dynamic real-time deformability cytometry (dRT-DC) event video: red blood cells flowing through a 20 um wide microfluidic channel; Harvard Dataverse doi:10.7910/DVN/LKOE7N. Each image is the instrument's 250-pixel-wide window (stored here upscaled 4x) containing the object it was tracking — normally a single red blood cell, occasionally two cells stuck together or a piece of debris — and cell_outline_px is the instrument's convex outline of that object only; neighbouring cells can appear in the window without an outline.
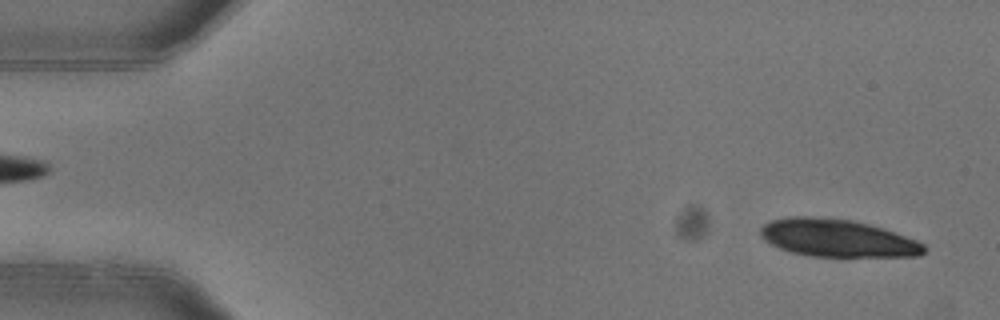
{"species": "common noctule bat (a hibernating species)", "species_latin": "Nyctalus noctula", "temperature_condition": "warm", "stored_images_in_passage": 6, "segment_of_instrument_passage": [2, 2], "camera_frame_rate_fps": 3000, "um_per_image_px": 0.085, "animal": {"sex": "female"}, "frame": {"image": 1, "passage_image": 6, "time_ms": 1.667, "image_size_px": [1000, 320], "cell_outline_px": [[928, 248], [920, 256], [808, 256], [792, 252], [780, 248], [764, 240], [760, 236], [760, 228], [764, 224], [772, 220], [788, 216], [808, 216], [852, 220], [884, 228], [916, 240], [924, 244]], "centroid_in_image_um": [71.17, 20.23], "position_along_channel_um": 13.8, "area_um2": 35.78}}